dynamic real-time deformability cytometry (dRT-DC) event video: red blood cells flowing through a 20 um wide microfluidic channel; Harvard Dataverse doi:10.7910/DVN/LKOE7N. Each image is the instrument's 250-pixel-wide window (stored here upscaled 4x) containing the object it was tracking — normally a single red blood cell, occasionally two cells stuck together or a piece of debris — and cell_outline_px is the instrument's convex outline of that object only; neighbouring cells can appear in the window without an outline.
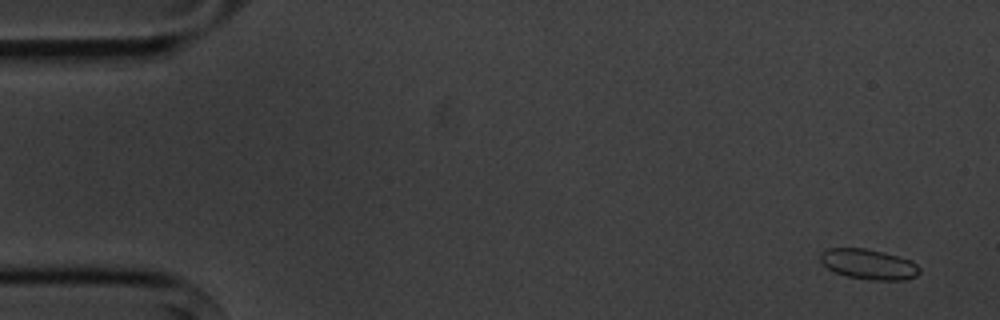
{"species": "common noctule bat (a hibernating species)", "species_latin": "Nyctalus noctula", "temperature_condition": "cold", "stored_images_in_passage": 5, "camera_frame_rate_fps": 3000, "um_per_image_px": 0.085, "animal": {"sex": "male", "body_mass_g": 20.1, "forearm_length_mm": 53.5}, "frame": {"image": 1, "passage_image": 1, "time_ms": 0.0, "image_size_px": [1000, 320], "cell_outline_px": [[920, 272], [916, 276], [904, 280], [868, 280], [848, 276], [836, 272], [828, 268], [820, 260], [820, 252], [828, 248], [864, 248], [884, 252], [912, 260], [920, 268]], "centroid_in_image_um": [73.85, 22.45], "position_along_channel_um": 11.1, "area_um2": 17.51}}